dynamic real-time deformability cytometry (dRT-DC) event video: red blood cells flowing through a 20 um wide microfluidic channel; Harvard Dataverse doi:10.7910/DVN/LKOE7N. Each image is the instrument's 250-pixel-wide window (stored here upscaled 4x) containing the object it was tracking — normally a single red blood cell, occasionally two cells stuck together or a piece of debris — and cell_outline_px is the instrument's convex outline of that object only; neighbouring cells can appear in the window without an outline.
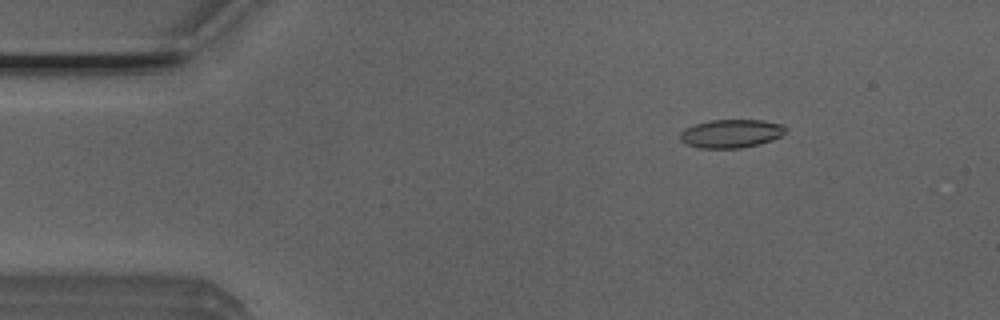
{"species": "Egyptian fruit bat (a non-hibernating species)", "species_latin": "Rousettus aegyptiacus", "temperature_condition": "room temperature", "stored_images_in_passage": 41, "camera_frame_rate_fps": 3000, "um_per_image_px": 0.085, "animal": {"sex": "male"}, "frame": {"image": 1, "passage_image": 2, "time_ms": 0.333, "image_size_px": [1000, 320], "cell_outline_px": [[784, 132], [780, 136], [772, 140], [760, 144], [740, 148], [700, 148], [684, 144], [680, 140], [680, 132], [684, 128], [696, 124], [712, 120], [764, 120], [784, 124]], "centroid_in_image_um": [62.12, 11.35], "position_along_channel_um": 22.9, "area_um2": 17.51}}
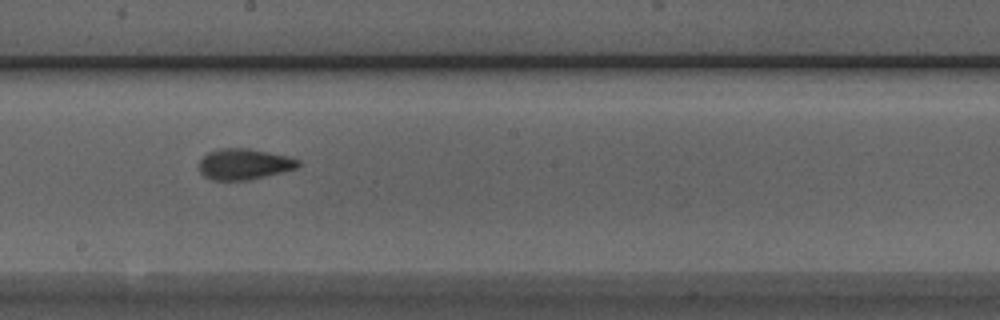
{"frame": {"image": 2, "passage_image": 23, "time_ms": 7.333, "image_size_px": [1000, 320], "cell_outline_px": [[300, 164], [296, 168], [248, 180], [212, 180], [204, 176], [200, 172], [200, 160], [208, 152], [220, 148], [248, 148], [288, 156], [300, 160]], "centroid_in_image_um": [20.73, 13.94], "position_along_channel_um": 227.5, "area_um2": 17.69}}
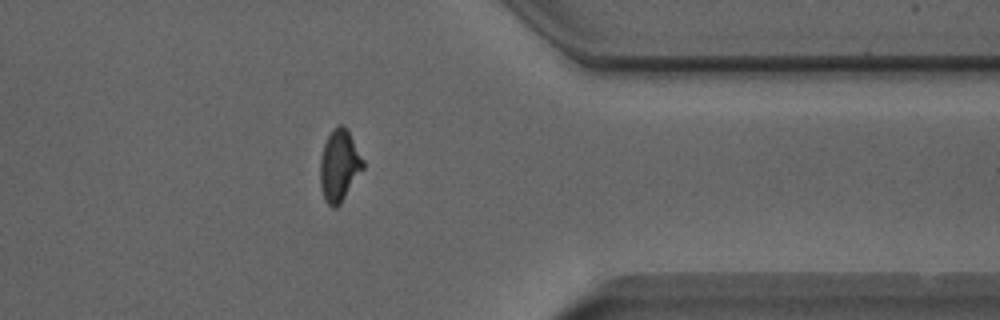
{"frame": {"image": 3, "passage_image": 36, "time_ms": 11.667, "image_size_px": [1000, 320], "cell_outline_px": [[364, 168], [340, 204], [336, 208], [332, 208], [324, 200], [320, 188], [320, 156], [324, 144], [332, 128], [340, 124], [344, 124], [348, 128], [364, 160]], "centroid_in_image_um": [28.84, 14.05], "position_along_channel_um": 382.6, "area_um2": 18.26}, "authors_computed_cell_mechanics": {"area_um2": 17.629, "velocity_mm_per_s": 3.9125, "shape_relaxation_time_tau1_ms": 9.7526, "shape_relaxation_time_tau2_ms": 1.3348, "deformation_change_tau1": 0.2201, "deformation_change_tau2": 0.0701}}